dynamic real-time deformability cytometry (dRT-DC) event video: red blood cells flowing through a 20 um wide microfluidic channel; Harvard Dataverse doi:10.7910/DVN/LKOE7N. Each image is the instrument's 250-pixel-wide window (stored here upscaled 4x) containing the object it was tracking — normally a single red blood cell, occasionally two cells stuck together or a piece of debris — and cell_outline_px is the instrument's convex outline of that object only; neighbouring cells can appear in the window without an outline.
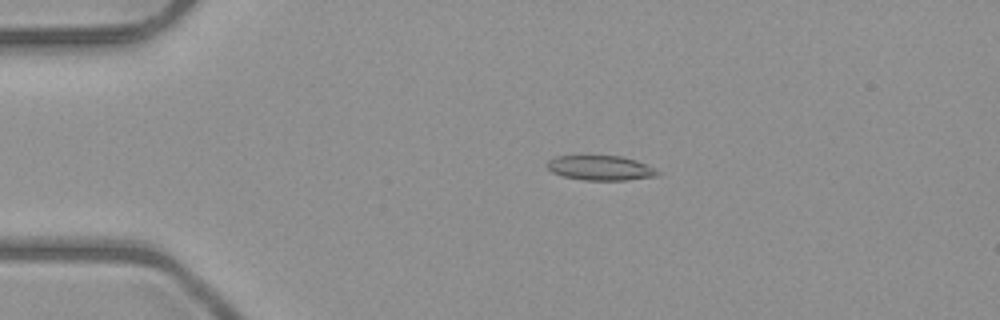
{"species": "common noctule bat (a hibernating species)", "species_latin": "Nyctalus noctula", "temperature_condition": "room temperature", "stored_images_in_passage": 51, "camera_frame_rate_fps": 3000, "um_per_image_px": 0.085, "animal": {"sex": "male", "body_mass_g": 23.1, "forearm_length_mm": 52.7}, "frame": {"image": 1, "passage_image": 11, "time_ms": 3.333, "image_size_px": [1000, 320], "cell_outline_px": [[660, 172], [656, 176], [628, 180], [584, 180], [564, 176], [552, 172], [544, 164], [548, 160], [556, 156], [624, 156], [636, 160]], "centroid_in_image_um": [51.0, 14.27], "position_along_channel_um": 34.0, "area_um2": 15.84}}
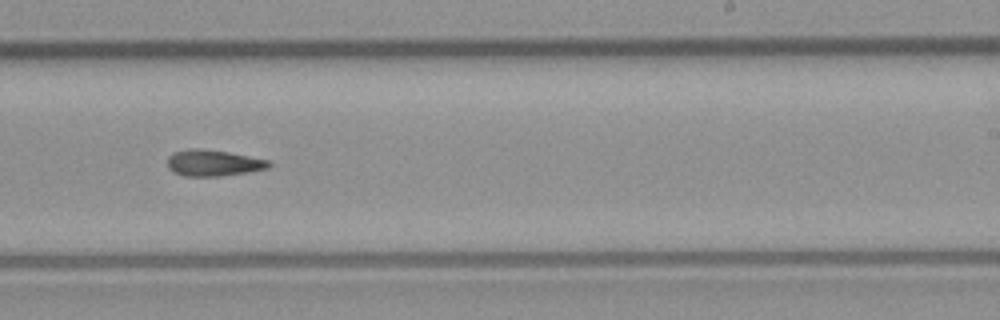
{"frame": {"image": 2, "passage_image": 32, "time_ms": 10.333, "image_size_px": [1000, 320], "cell_outline_px": [[272, 164], [268, 168], [248, 172], [220, 176], [184, 176], [172, 172], [168, 168], [168, 156], [172, 152], [192, 148], [200, 148], [228, 152], [272, 160]], "centroid_in_image_um": [18.14, 13.85], "position_along_channel_um": 270.9, "area_um2": 15.72}}
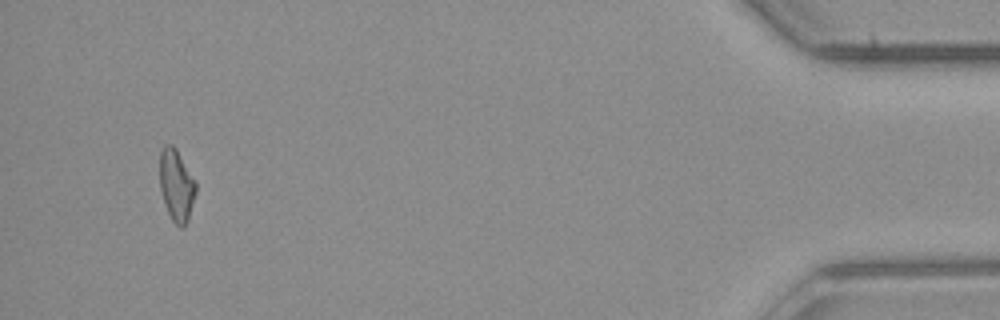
{"frame": {"image": 3, "passage_image": 49, "time_ms": 16.0, "image_size_px": [1000, 320], "cell_outline_px": [[196, 192], [188, 220], [184, 228], [180, 228], [172, 220], [168, 212], [160, 188], [160, 152], [164, 144], [172, 144], [176, 148], [196, 180]], "centroid_in_image_um": [15.01, 15.73], "position_along_channel_um": 420.2, "area_um2": 15.2}, "authors_computed_cell_mechanics": {"area_um2": 15.4326, "velocity_mm_per_s": 4.0345, "shape_relaxation_time_tau1_ms": null, "shape_relaxation_time_tau2_ms": 5.2078, "deformation_change_tau1": null, "deformation_change_tau2": 0.1563}}